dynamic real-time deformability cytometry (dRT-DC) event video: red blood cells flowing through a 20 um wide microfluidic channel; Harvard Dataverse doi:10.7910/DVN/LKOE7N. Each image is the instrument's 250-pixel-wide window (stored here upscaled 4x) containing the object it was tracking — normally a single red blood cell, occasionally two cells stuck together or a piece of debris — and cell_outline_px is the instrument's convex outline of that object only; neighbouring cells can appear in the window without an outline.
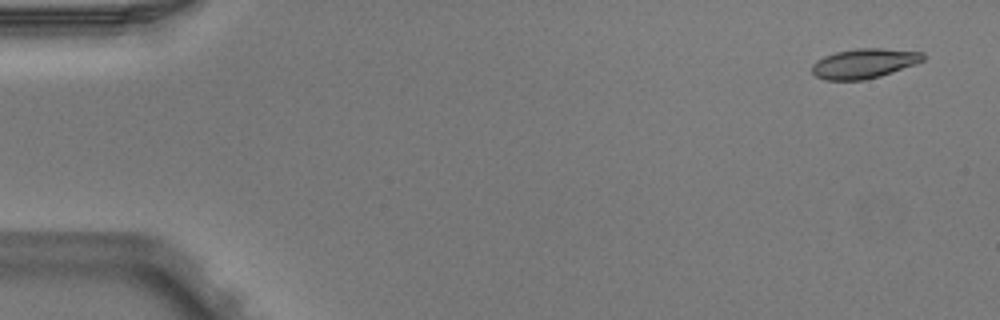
{"species": "Egyptian fruit bat (a non-hibernating species)", "species_latin": "Rousettus aegyptiacus", "temperature_condition": "warm", "stored_images_in_passage": 7, "camera_frame_rate_fps": 3000, "um_per_image_px": 0.085, "animal": {"sex": "male"}, "frame": {"image": 1, "passage_image": 1, "time_ms": 0.0, "image_size_px": [1000, 320], "cell_outline_px": [[924, 60], [916, 64], [880, 76], [864, 80], [824, 80], [816, 76], [812, 72], [812, 64], [816, 60], [824, 56], [836, 52], [856, 48], [880, 48], [924, 52]], "centroid_in_image_um": [73.44, 5.39], "position_along_channel_um": 11.6, "area_um2": 19.31}}
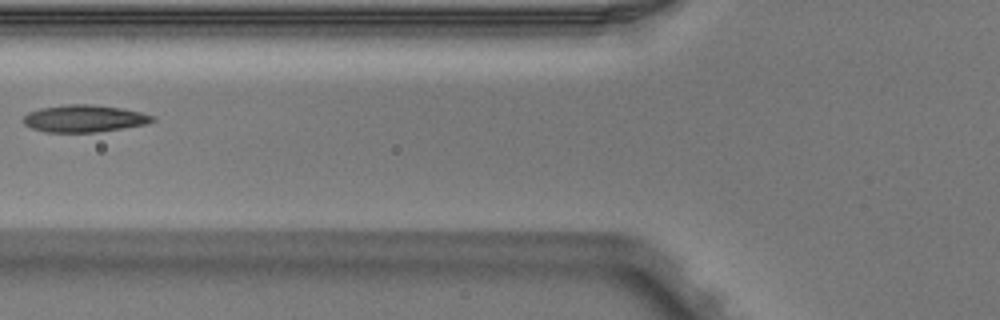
{"frame": {"image": 2, "passage_image": 6, "time_ms": 1.667, "image_size_px": [1000, 320], "cell_outline_px": [[156, 120], [144, 124], [96, 132], [44, 132], [32, 128], [24, 124], [24, 116], [28, 112], [40, 108], [68, 104], [92, 104], [120, 108], [140, 112], [156, 116]], "centroid_in_image_um": [7.14, 10.07], "position_along_channel_um": 118.7, "area_um2": 20.29}}
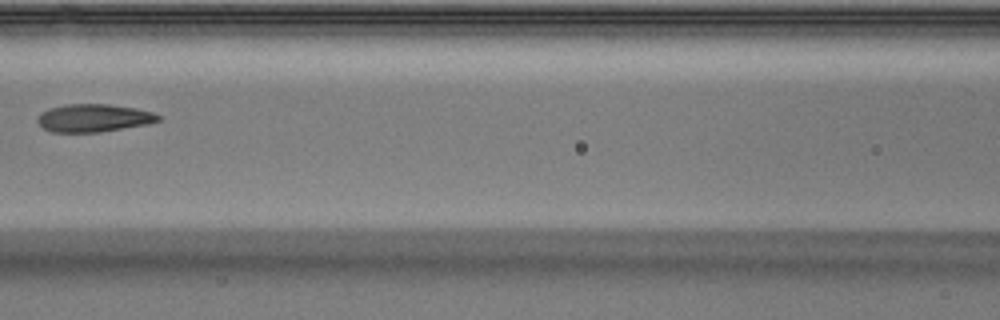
{"frame": {"image": 3, "passage_image": 7, "time_ms": 2.0, "image_size_px": [1000, 320], "cell_outline_px": [[160, 120], [148, 124], [100, 132], [52, 132], [44, 128], [36, 120], [40, 112], [48, 108], [68, 104], [108, 104], [136, 108], [152, 112], [160, 116]], "centroid_in_image_um": [7.95, 10.02], "position_along_channel_um": 158.7, "area_um2": 19.59}}